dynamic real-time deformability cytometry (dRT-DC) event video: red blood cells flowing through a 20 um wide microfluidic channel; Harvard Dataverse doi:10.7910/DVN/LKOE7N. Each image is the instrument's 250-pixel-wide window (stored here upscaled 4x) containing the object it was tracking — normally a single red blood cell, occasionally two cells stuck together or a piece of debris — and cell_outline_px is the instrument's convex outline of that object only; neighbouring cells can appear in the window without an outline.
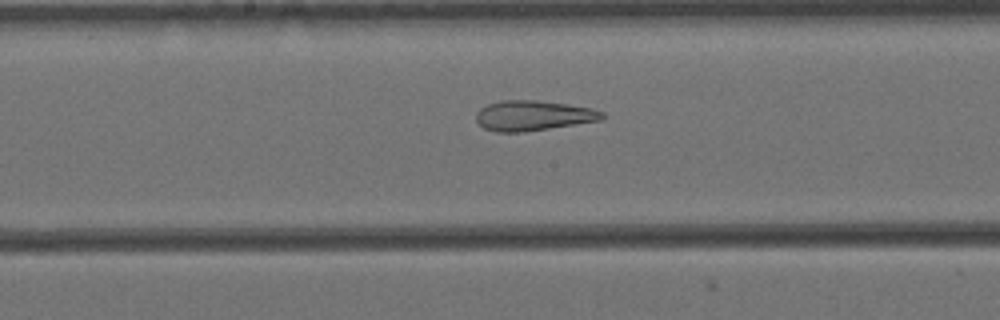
{"species": "Egyptian fruit bat (a non-hibernating species)", "species_latin": "Rousettus aegyptiacus", "temperature_condition": "cold", "stored_images_in_passage": 36, "camera_frame_rate_fps": 3000, "um_per_image_px": 0.085, "animal": {"sex": "female"}, "frame": {"image": 1, "passage_image": 19, "time_ms": 6.0, "image_size_px": [1000, 320], "cell_outline_px": [[604, 120], [524, 132], [496, 132], [484, 128], [476, 120], [476, 112], [480, 108], [488, 104], [500, 100], [536, 100], [568, 104], [592, 108], [604, 112]], "centroid_in_image_um": [45.34, 9.82], "position_along_channel_um": 202.9, "area_um2": 22.31}}
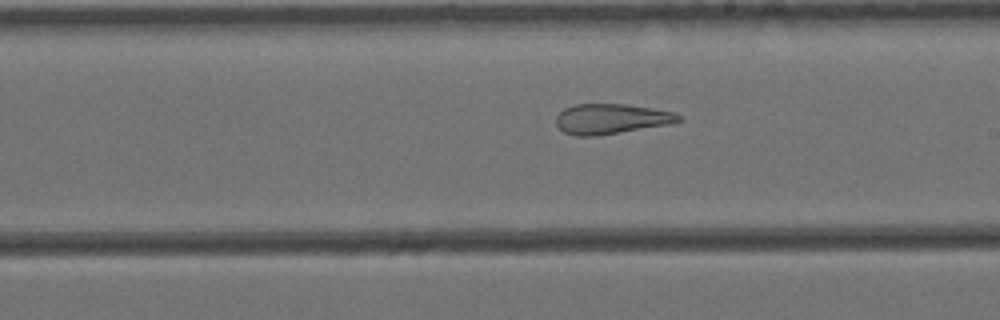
{"frame": {"image": 2, "passage_image": 22, "time_ms": 7.0, "image_size_px": [1000, 320], "cell_outline_px": [[680, 120], [668, 124], [596, 136], [576, 136], [564, 132], [556, 124], [556, 116], [564, 108], [576, 104], [624, 104], [652, 108], [676, 112], [680, 116]], "centroid_in_image_um": [51.91, 10.1], "position_along_channel_um": 237.1, "area_um2": 21.33}}
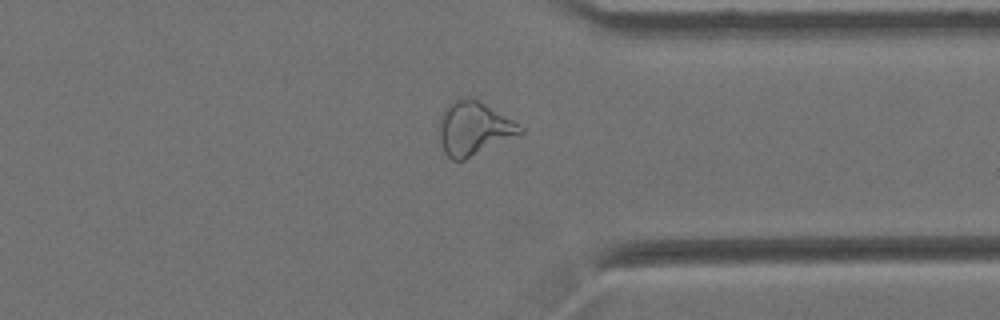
{"frame": {"image": 3, "passage_image": 34, "time_ms": 11.0, "image_size_px": [1000, 320], "cell_outline_px": [[524, 132], [520, 136], [464, 160], [452, 160], [444, 152], [440, 140], [440, 116], [448, 104], [456, 100], [468, 96], [484, 104], [512, 120], [524, 128]], "centroid_in_image_um": [40.29, 10.95], "position_along_channel_um": 371.1, "area_um2": 25.14}}